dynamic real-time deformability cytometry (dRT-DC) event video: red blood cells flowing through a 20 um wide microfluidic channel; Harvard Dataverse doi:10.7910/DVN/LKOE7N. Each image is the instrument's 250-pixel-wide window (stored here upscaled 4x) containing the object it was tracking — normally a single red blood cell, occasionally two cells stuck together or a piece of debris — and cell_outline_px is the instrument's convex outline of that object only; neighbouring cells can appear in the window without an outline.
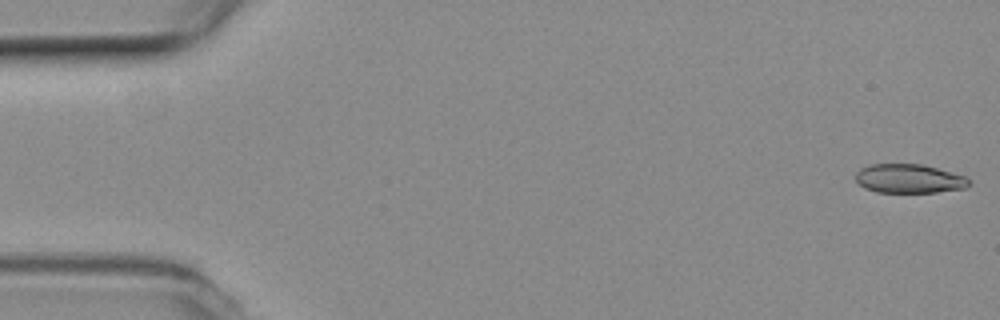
{"species": "common noctule bat (a hibernating species)", "species_latin": "Nyctalus noctula", "temperature_condition": "room temperature", "stored_images_in_passage": 54, "camera_frame_rate_fps": 3000, "um_per_image_px": 0.085, "animal": {"sex": "female", "body_mass_g": 19.3, "forearm_length_mm": 54.1}, "frame": {"image": 1, "passage_image": 1, "time_ms": 0.0, "image_size_px": [1000, 320], "cell_outline_px": [[972, 184], [964, 188], [936, 192], [876, 192], [864, 188], [856, 180], [856, 172], [860, 168], [872, 164], [920, 164], [936, 168], [964, 176]], "centroid_in_image_um": [77.24, 15.19], "position_along_channel_um": 7.8, "area_um2": 18.96}}
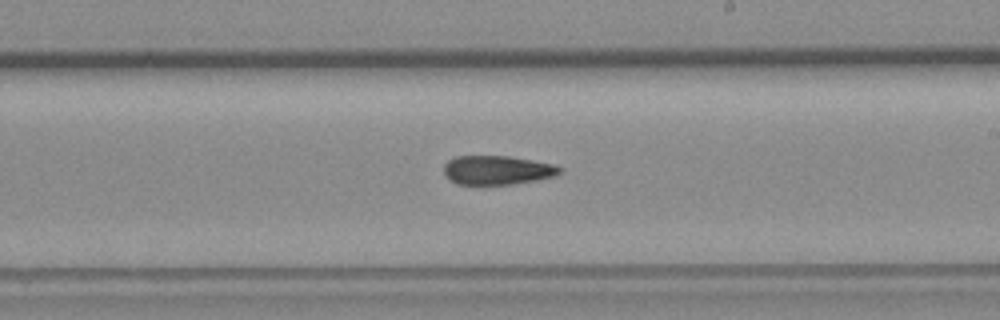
{"frame": {"image": 2, "passage_image": 31, "time_ms": 10.0, "image_size_px": [1000, 320], "cell_outline_px": [[564, 168], [556, 176], [536, 180], [512, 184], [456, 184], [448, 180], [444, 172], [444, 164], [448, 160], [456, 156], [508, 156], [556, 164]], "centroid_in_image_um": [42.27, 14.46], "position_along_channel_um": 246.7, "area_um2": 19.77}}
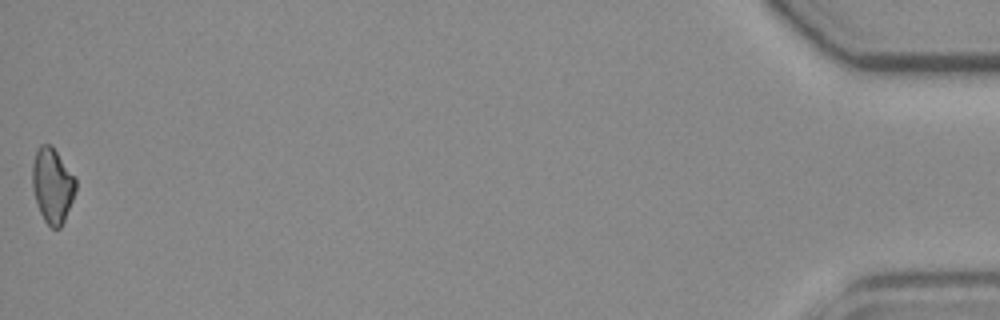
{"frame": {"image": 3, "passage_image": 54, "time_ms": 17.667, "image_size_px": [1000, 320], "cell_outline_px": [[76, 188], [72, 200], [64, 220], [60, 228], [52, 228], [44, 220], [36, 204], [32, 188], [32, 164], [36, 148], [40, 144], [52, 144], [76, 176]], "centroid_in_image_um": [4.44, 15.7], "position_along_channel_um": 430.8, "area_um2": 19.31}}